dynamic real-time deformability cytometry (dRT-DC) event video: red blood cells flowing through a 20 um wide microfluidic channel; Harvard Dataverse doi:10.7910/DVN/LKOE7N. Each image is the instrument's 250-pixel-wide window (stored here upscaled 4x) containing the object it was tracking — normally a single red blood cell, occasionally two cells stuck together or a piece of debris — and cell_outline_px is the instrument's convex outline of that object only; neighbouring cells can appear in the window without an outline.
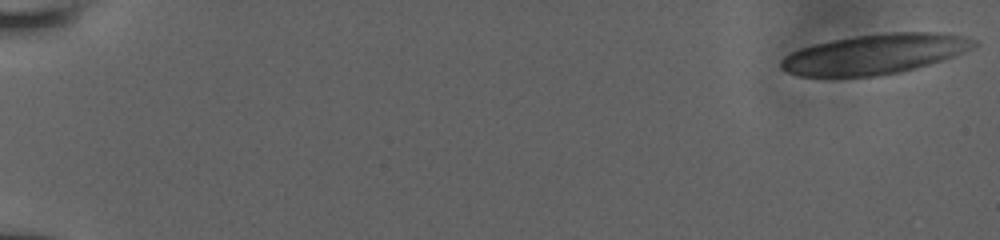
{"species": "human", "species_latin": "Homo sapiens", "temperature_condition": "room temperature", "stored_images_in_passage": 15, "camera_frame_rate_fps": 3000, "um_per_image_px": 0.085, "donor": {"sex": "male"}, "frame": {"image": 1, "passage_image": 1, "time_ms": 0.0, "image_size_px": [1000, 240], "cell_outline_px": [[976, 44], [964, 52], [928, 64], [900, 72], [876, 76], [800, 76], [788, 72], [780, 68], [780, 60], [784, 56], [800, 48], [832, 40], [856, 36], [884, 32], [936, 32], [964, 36], [976, 40]], "centroid_in_image_um": [74.33, 4.59], "position_along_channel_um": 10.7, "area_um2": 44.51}}
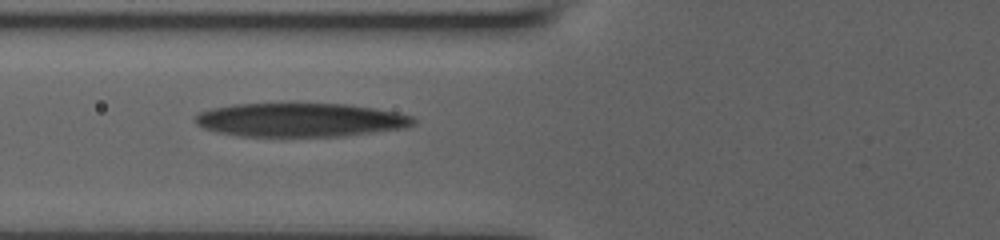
{"frame": {"image": 2, "passage_image": 13, "time_ms": 7.667, "image_size_px": [1000, 240], "cell_outline_px": [[416, 124], [404, 128], [344, 136], [240, 136], [216, 132], [204, 128], [196, 124], [196, 116], [200, 112], [212, 108], [232, 104], [348, 104], [396, 112], [412, 116], [416, 120]], "centroid_in_image_um": [25.54, 10.2], "position_along_channel_um": 100.3, "area_um2": 42.77}}
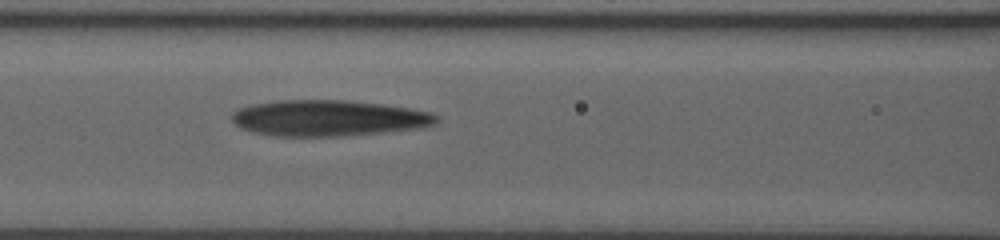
{"frame": {"image": 3, "passage_image": 15, "time_ms": 8.667, "image_size_px": [1000, 240], "cell_outline_px": [[440, 120], [436, 124], [420, 128], [340, 136], [272, 136], [252, 132], [240, 128], [232, 120], [232, 112], [236, 108], [252, 104], [276, 100], [344, 100], [380, 104], [408, 108], [432, 112], [440, 116]], "centroid_in_image_um": [27.89, 10.03], "position_along_channel_um": 138.7, "area_um2": 43.12}}